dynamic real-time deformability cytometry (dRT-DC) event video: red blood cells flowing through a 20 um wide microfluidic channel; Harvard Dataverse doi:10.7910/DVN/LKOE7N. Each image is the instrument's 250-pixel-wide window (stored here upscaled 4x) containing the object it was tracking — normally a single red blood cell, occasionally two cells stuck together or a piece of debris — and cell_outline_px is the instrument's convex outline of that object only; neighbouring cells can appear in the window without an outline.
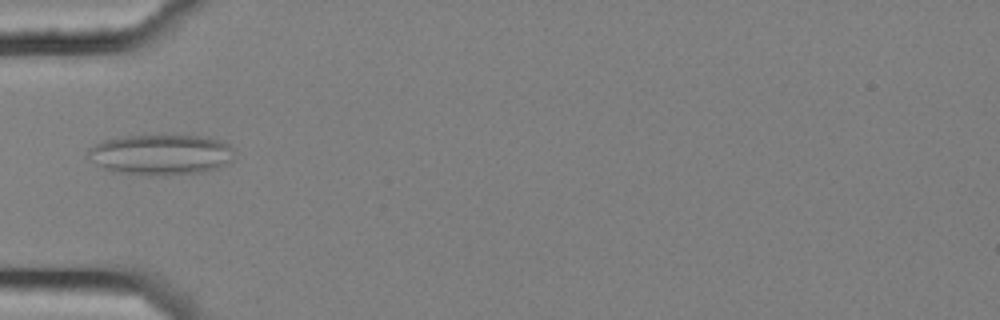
{"species": "common noctule bat (a hibernating species)", "species_latin": "Nyctalus noctula", "temperature_condition": "cold", "stored_images_in_passage": 3, "camera_frame_rate_fps": 3000, "um_per_image_px": 0.085, "animal": {"sex": "female", "body_mass_g": 25.1}, "frame": {"image": 1, "passage_image": 3, "time_ms": 0.667, "image_size_px": [1000, 320], "cell_outline_px": [[232, 160], [216, 168], [200, 172], [156, 176], [148, 176], [112, 172], [104, 168], [88, 156], [88, 148], [104, 140], [128, 136], [208, 136], [220, 140], [228, 144], [232, 148]], "centroid_in_image_um": [13.67, 13.15], "position_along_channel_um": 71.3, "area_um2": 34.33}}